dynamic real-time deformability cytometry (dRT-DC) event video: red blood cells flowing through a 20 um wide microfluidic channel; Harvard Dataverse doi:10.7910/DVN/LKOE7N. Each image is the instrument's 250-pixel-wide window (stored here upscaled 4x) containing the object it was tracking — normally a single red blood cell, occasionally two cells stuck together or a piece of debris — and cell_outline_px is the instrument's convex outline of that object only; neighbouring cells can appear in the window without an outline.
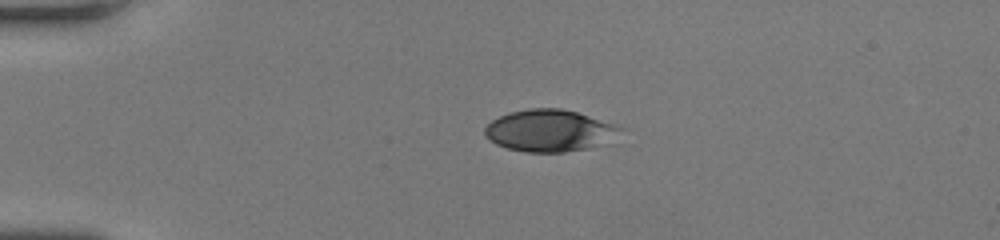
{"species": "human", "species_latin": "Homo sapiens", "temperature_condition": "room temperature", "stored_images_in_passage": 39, "camera_frame_rate_fps": 3000, "um_per_image_px": 0.085, "donor": {"sex": "female"}, "frame": {"image": 1, "passage_image": 1, "time_ms": 0.0, "image_size_px": [1000, 240], "cell_outline_px": [[628, 128], [616, 144], [564, 152], [524, 152], [508, 148], [496, 144], [488, 140], [484, 136], [484, 128], [492, 120], [508, 112], [528, 108], [560, 108], [576, 112], [616, 124]], "centroid_in_image_um": [46.87, 11.12], "position_along_channel_um": 38.1, "area_um2": 34.33}}
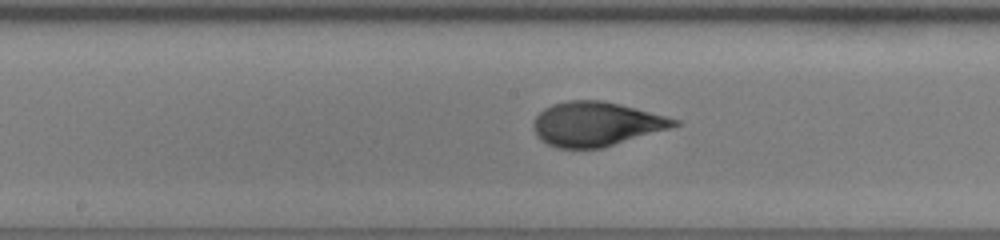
{"frame": {"image": 2, "passage_image": 16, "time_ms": 5.0, "image_size_px": [1000, 240], "cell_outline_px": [[680, 124], [668, 128], [600, 148], [556, 148], [540, 140], [536, 136], [532, 128], [532, 124], [536, 116], [544, 108], [552, 104], [568, 100], [600, 100], [620, 104], [636, 108], [680, 120]], "centroid_in_image_um": [50.6, 10.53], "position_along_channel_um": 197.6, "area_um2": 36.01}}
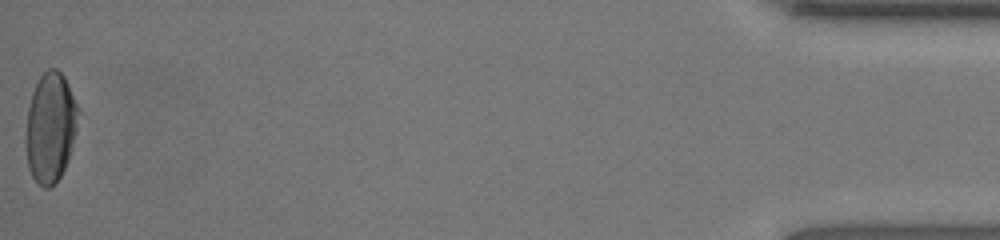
{"frame": {"image": 3, "passage_image": 39, "time_ms": 12.667, "image_size_px": [1000, 240], "cell_outline_px": [[80, 112], [76, 132], [68, 160], [60, 176], [48, 188], [44, 188], [32, 176], [28, 168], [24, 144], [24, 140], [28, 108], [32, 92], [40, 76], [48, 68], [56, 68], [64, 76], [80, 108]], "centroid_in_image_um": [4.28, 10.8], "position_along_channel_um": 430.9, "area_um2": 33.93}, "authors_computed_cell_mechanics": {"area_um2": 35.547, "velocity_mm_per_s": 4.2491, "shape_relaxation_time_tau1_ms": 4.0389, "shape_relaxation_time_tau2_ms": null, "deformation_change_tau1": 0.2008, "deformation_change_tau2": null}}